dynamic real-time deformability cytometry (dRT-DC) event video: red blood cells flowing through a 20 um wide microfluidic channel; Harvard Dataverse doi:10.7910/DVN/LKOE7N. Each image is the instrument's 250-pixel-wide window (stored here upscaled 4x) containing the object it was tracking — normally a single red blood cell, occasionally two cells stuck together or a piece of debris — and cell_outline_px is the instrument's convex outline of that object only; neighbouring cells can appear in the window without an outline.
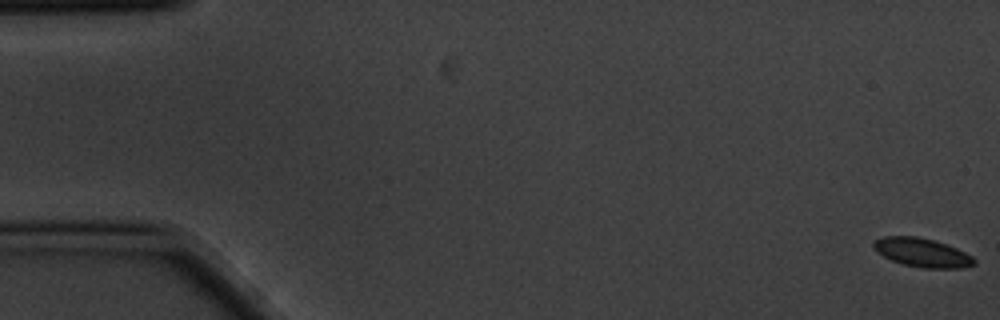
{"species": "common noctule bat (a hibernating species)", "species_latin": "Nyctalus noctula", "temperature_condition": "cold", "stored_images_in_passage": 6, "camera_frame_rate_fps": 3000, "um_per_image_px": 0.085, "animal": {"sex": "male", "body_mass_g": 20.1, "forearm_length_mm": 53.5}, "frame": {"image": 1, "passage_image": 1, "time_ms": 0.0, "image_size_px": [1000, 320], "cell_outline_px": [[976, 264], [960, 268], [924, 268], [904, 264], [892, 260], [876, 252], [872, 248], [872, 244], [876, 240], [884, 236], [916, 236], [932, 240], [956, 248], [972, 256], [976, 260]], "centroid_in_image_um": [78.36, 21.47], "position_along_channel_um": 6.6, "area_um2": 16.7}}
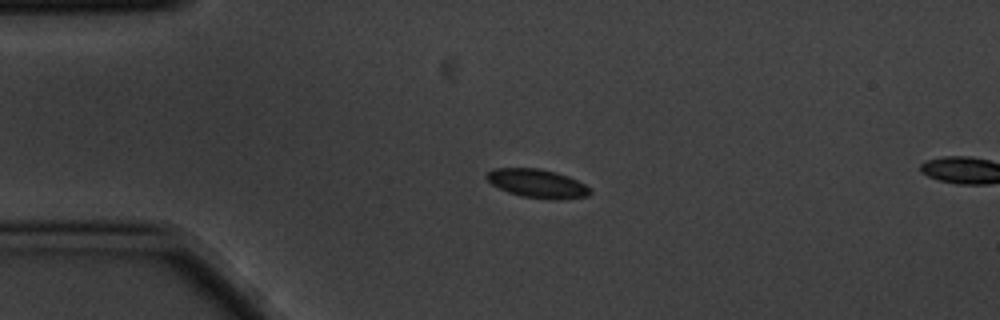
{"frame": {"image": 2, "passage_image": 5, "time_ms": 1.333, "image_size_px": [1000, 320], "cell_outline_px": [[592, 192], [588, 196], [560, 200], [552, 200], [520, 196], [508, 192], [492, 184], [484, 176], [488, 172], [496, 168], [536, 168], [556, 172], [568, 176], [584, 184]], "centroid_in_image_um": [45.68, 15.61], "position_along_channel_um": 39.3, "area_um2": 17.22}}